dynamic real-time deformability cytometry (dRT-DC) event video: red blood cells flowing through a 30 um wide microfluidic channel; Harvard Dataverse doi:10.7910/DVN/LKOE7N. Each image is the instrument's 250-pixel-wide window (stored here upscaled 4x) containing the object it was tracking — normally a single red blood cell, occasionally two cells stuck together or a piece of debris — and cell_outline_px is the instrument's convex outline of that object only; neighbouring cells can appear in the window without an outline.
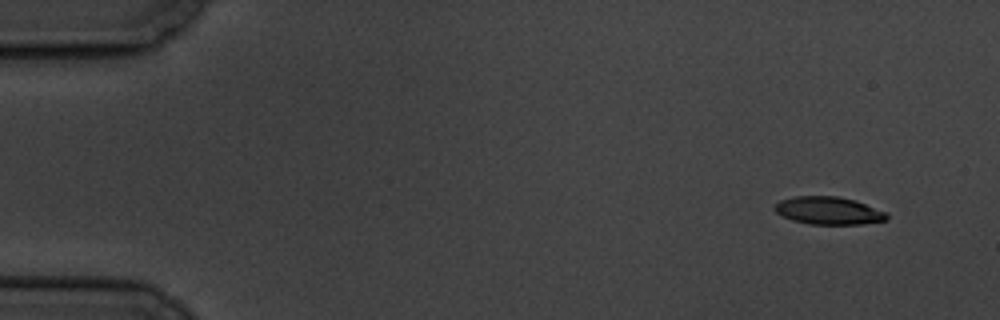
{"species": "common noctule bat (a hibernating species)", "species_latin": "Nyctalus noctula", "temperature_condition": "cold", "stored_images_in_passage": 6, "segment_of_instrument_passage": [1, 2], "camera_frame_rate_fps": 3000, "um_per_image_px": 0.085, "animal": {"sex": "male", "body_mass_g": 19.5, "forearm_length_mm": 54.6}, "frame": {"image": 1, "passage_image": 1, "time_ms": 0.0, "image_size_px": [1000, 320], "cell_outline_px": [[888, 220], [860, 224], [808, 224], [792, 220], [776, 212], [772, 208], [780, 200], [796, 196], [836, 196], [856, 200], [888, 212]], "centroid_in_image_um": [70.46, 17.9], "position_along_channel_um": 14.5, "area_um2": 18.21}}
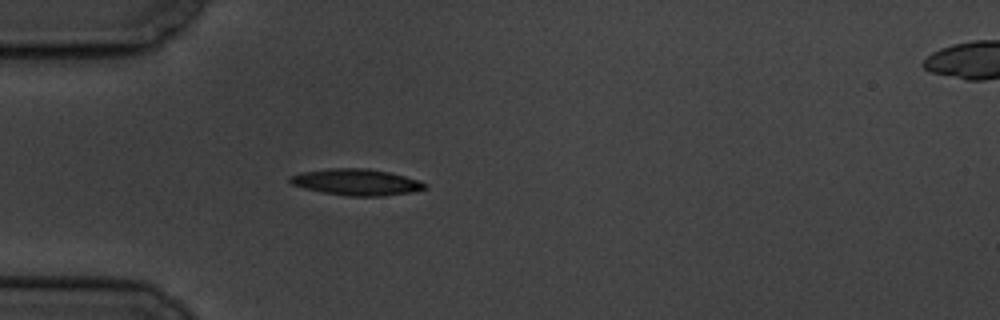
{"frame": {"image": 2, "passage_image": 5, "time_ms": 4.333, "image_size_px": [1000, 320], "cell_outline_px": [[428, 188], [412, 192], [380, 196], [348, 196], [324, 192], [304, 188], [292, 184], [288, 180], [288, 176], [300, 172], [328, 168], [368, 168], [392, 172], [420, 180], [428, 184]], "centroid_in_image_um": [30.32, 15.46], "position_along_channel_um": 54.7, "area_um2": 20.98}}